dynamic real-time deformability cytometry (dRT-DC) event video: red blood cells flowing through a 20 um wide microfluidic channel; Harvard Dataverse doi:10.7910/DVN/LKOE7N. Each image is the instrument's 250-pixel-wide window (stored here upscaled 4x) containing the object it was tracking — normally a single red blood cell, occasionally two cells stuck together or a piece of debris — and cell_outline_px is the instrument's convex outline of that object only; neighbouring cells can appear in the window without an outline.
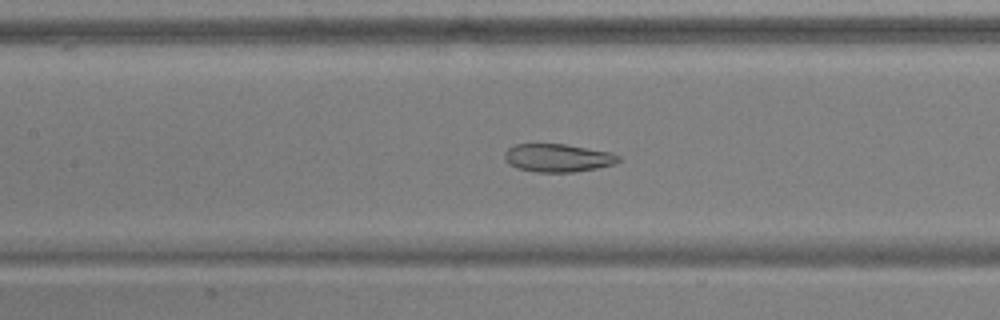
{"species": "common noctule bat (a hibernating species)", "species_latin": "Nyctalus noctula", "temperature_condition": "warm", "stored_images_in_passage": 53, "camera_frame_rate_fps": 3000, "um_per_image_px": 0.085, "animal": {"sex": "male", "body_mass_g": 17.9, "forearm_length_mm": 54.2}, "frame": {"image": 1, "passage_image": 25, "time_ms": 8.0, "image_size_px": [1000, 320], "cell_outline_px": [[620, 160], [612, 164], [596, 168], [576, 172], [536, 172], [516, 168], [508, 164], [504, 160], [504, 152], [508, 148], [516, 144], [564, 144], [612, 152], [620, 156]], "centroid_in_image_um": [47.38, 13.42], "position_along_channel_um": 160.0, "area_um2": 18.73}}
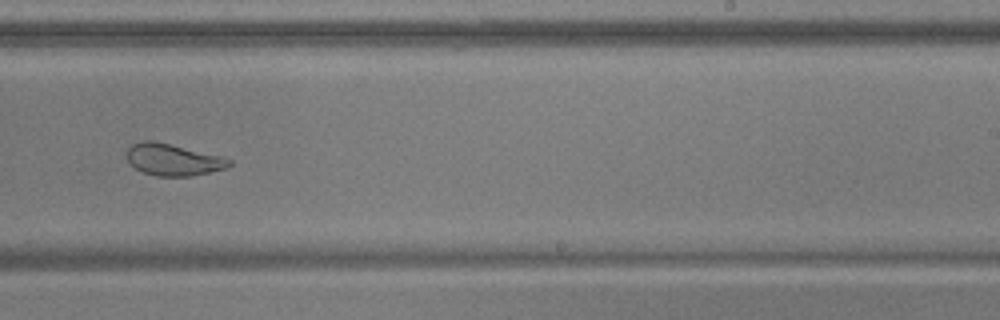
{"frame": {"image": 2, "passage_image": 34, "time_ms": 11.0, "image_size_px": [1000, 320], "cell_outline_px": [[232, 164], [228, 168], [192, 176], [156, 176], [140, 172], [128, 160], [128, 148], [132, 144], [144, 140], [152, 140], [220, 156], [232, 160]], "centroid_in_image_um": [14.73, 13.59], "position_along_channel_um": 274.3, "area_um2": 18.79}}
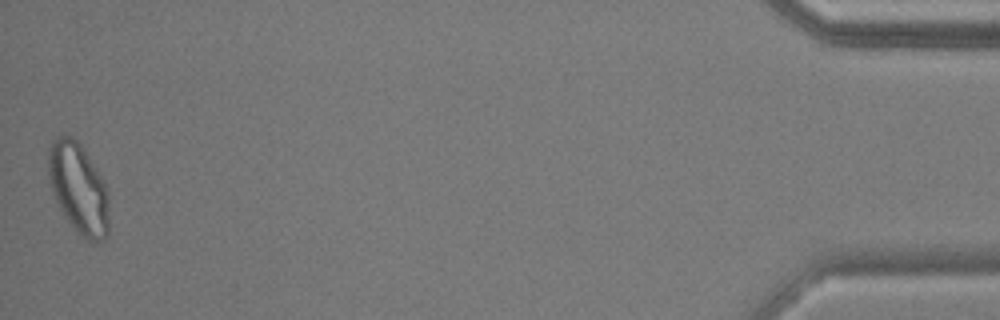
{"frame": {"image": 3, "passage_image": 53, "time_ms": 17.333, "image_size_px": [1000, 320], "cell_outline_px": [[108, 232], [104, 240], [88, 240], [76, 232], [64, 216], [52, 192], [48, 176], [48, 148], [52, 140], [64, 132], [72, 136], [80, 144], [104, 180], [108, 192]], "centroid_in_image_um": [6.65, 15.97], "position_along_channel_um": 428.5, "area_um2": 32.19}, "authors_computed_cell_mechanics": {"area_um2": 25.432, "velocity_mm_per_s": 3.8265, "shape_relaxation_time_tau1_ms": null, "shape_relaxation_time_tau2_ms": 1.3376, "deformation_change_tau1": null, "deformation_change_tau2": 0.0615}}